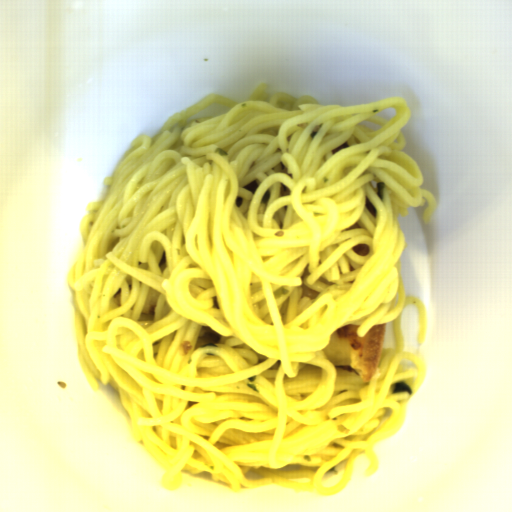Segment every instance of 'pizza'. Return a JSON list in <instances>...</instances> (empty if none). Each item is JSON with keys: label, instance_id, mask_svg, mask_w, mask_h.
Returning a JSON list of instances; mask_svg holds the SVG:
<instances>
[{"label": "pizza", "instance_id": "dd6c1bee", "mask_svg": "<svg viewBox=\"0 0 512 512\" xmlns=\"http://www.w3.org/2000/svg\"><path fill=\"white\" fill-rule=\"evenodd\" d=\"M360 326L342 325L330 333V340L322 350L334 367H349L364 383H369L380 364L386 337L385 322L373 326L365 337L356 334Z\"/></svg>", "mask_w": 512, "mask_h": 512}]
</instances>
